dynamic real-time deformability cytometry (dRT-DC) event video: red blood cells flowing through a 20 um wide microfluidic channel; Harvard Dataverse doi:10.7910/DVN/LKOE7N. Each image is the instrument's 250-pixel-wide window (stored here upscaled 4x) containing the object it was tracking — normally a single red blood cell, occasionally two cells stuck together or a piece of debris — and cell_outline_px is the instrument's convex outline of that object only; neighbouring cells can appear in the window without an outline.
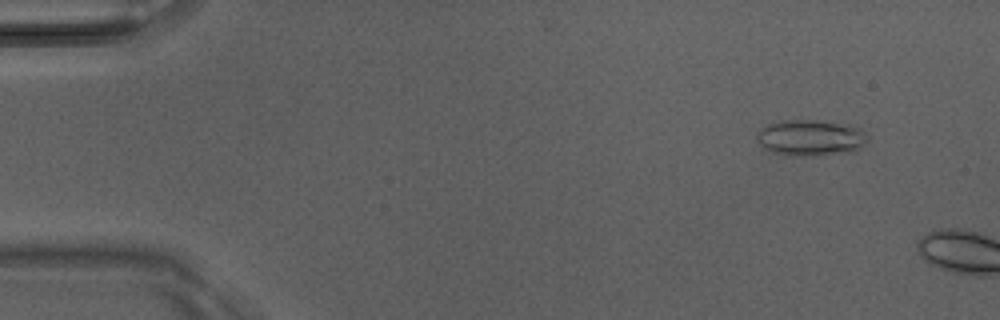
{"species": "Egyptian fruit bat (a non-hibernating species)", "species_latin": "Rousettus aegyptiacus", "temperature_condition": "room temperature", "stored_images_in_passage": 8, "camera_frame_rate_fps": 3000, "um_per_image_px": 0.085, "animal": {"sex": "male"}, "frame": {"image": 1, "passage_image": 5, "time_ms": 1.333, "image_size_px": [1000, 320], "cell_outline_px": [[868, 136], [860, 148], [852, 152], [808, 156], [788, 156], [772, 152], [764, 148], [756, 140], [756, 132], [760, 128], [768, 124], [780, 120], [820, 120], [848, 124], [860, 128]], "centroid_in_image_um": [68.86, 11.7], "position_along_channel_um": 16.1, "area_um2": 23.64}}